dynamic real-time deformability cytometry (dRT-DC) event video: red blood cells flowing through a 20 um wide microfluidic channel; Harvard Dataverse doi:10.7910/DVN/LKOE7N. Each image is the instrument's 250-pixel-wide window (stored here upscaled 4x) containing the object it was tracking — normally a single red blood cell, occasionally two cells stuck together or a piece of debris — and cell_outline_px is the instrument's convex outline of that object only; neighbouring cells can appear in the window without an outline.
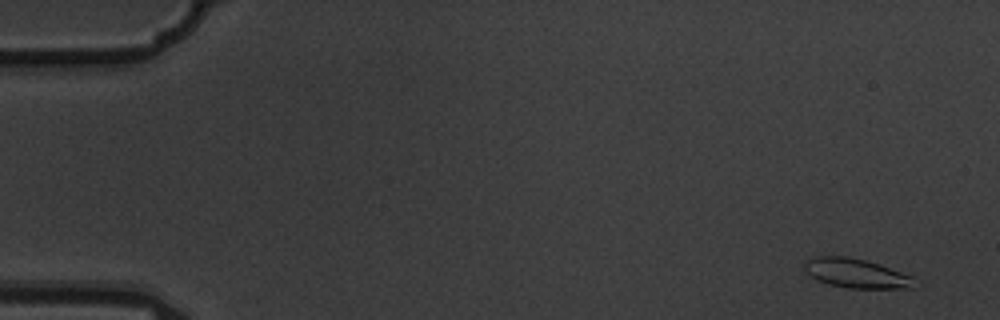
{"species": "common noctule bat (a hibernating species)", "species_latin": "Nyctalus noctula", "temperature_condition": "warm", "stored_images_in_passage": 5, "camera_frame_rate_fps": 3000, "um_per_image_px": 0.085, "animal": {"sex": "male", "body_mass_g": 19.5, "forearm_length_mm": 54.6}, "frame": {"image": 1, "passage_image": 1, "time_ms": 0.0, "image_size_px": [1000, 320], "cell_outline_px": [[924, 284], [912, 288], [844, 288], [828, 284], [816, 280], [804, 268], [804, 260], [816, 256], [848, 256], [864, 260], [912, 276]], "centroid_in_image_um": [72.82, 23.25], "position_along_channel_um": 12.2, "area_um2": 18.96}}